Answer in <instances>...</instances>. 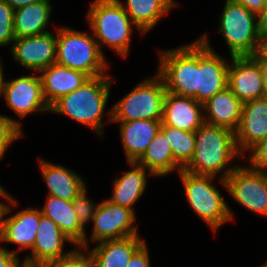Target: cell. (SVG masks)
Returning a JSON list of instances; mask_svg holds the SVG:
<instances>
[{"label": "cell", "mask_w": 267, "mask_h": 267, "mask_svg": "<svg viewBox=\"0 0 267 267\" xmlns=\"http://www.w3.org/2000/svg\"><path fill=\"white\" fill-rule=\"evenodd\" d=\"M110 74L90 77L75 91L62 96L50 106V112L65 115L79 124L91 128L99 137L104 136V114L106 123H112L111 108L106 111L111 87L115 79ZM106 112V113H105Z\"/></svg>", "instance_id": "cell-1"}, {"label": "cell", "mask_w": 267, "mask_h": 267, "mask_svg": "<svg viewBox=\"0 0 267 267\" xmlns=\"http://www.w3.org/2000/svg\"><path fill=\"white\" fill-rule=\"evenodd\" d=\"M195 140L193 156L183 168L187 172L216 179L220 176L219 179L225 180L238 166L233 160L244 159L237 148L235 133L230 129L204 123L195 132Z\"/></svg>", "instance_id": "cell-2"}, {"label": "cell", "mask_w": 267, "mask_h": 267, "mask_svg": "<svg viewBox=\"0 0 267 267\" xmlns=\"http://www.w3.org/2000/svg\"><path fill=\"white\" fill-rule=\"evenodd\" d=\"M88 9L86 17L89 28L101 52L104 54L102 49L104 45L120 57L126 58L129 54L133 30L143 33L132 22L121 2L119 0H93Z\"/></svg>", "instance_id": "cell-3"}, {"label": "cell", "mask_w": 267, "mask_h": 267, "mask_svg": "<svg viewBox=\"0 0 267 267\" xmlns=\"http://www.w3.org/2000/svg\"><path fill=\"white\" fill-rule=\"evenodd\" d=\"M105 57L92 32L66 26L57 28V64L97 77L109 74Z\"/></svg>", "instance_id": "cell-4"}, {"label": "cell", "mask_w": 267, "mask_h": 267, "mask_svg": "<svg viewBox=\"0 0 267 267\" xmlns=\"http://www.w3.org/2000/svg\"><path fill=\"white\" fill-rule=\"evenodd\" d=\"M178 176L189 206L212 231L216 232L222 225L234 219L233 211L214 185L216 177L196 175L183 169Z\"/></svg>", "instance_id": "cell-5"}, {"label": "cell", "mask_w": 267, "mask_h": 267, "mask_svg": "<svg viewBox=\"0 0 267 267\" xmlns=\"http://www.w3.org/2000/svg\"><path fill=\"white\" fill-rule=\"evenodd\" d=\"M224 2L217 29L230 57L257 56L261 42L258 15L234 0Z\"/></svg>", "instance_id": "cell-6"}, {"label": "cell", "mask_w": 267, "mask_h": 267, "mask_svg": "<svg viewBox=\"0 0 267 267\" xmlns=\"http://www.w3.org/2000/svg\"><path fill=\"white\" fill-rule=\"evenodd\" d=\"M166 87L156 72L153 77L139 82L120 101L111 106L112 122L162 120Z\"/></svg>", "instance_id": "cell-7"}, {"label": "cell", "mask_w": 267, "mask_h": 267, "mask_svg": "<svg viewBox=\"0 0 267 267\" xmlns=\"http://www.w3.org/2000/svg\"><path fill=\"white\" fill-rule=\"evenodd\" d=\"M159 67L166 91L197 101V39L177 48L158 50Z\"/></svg>", "instance_id": "cell-8"}, {"label": "cell", "mask_w": 267, "mask_h": 267, "mask_svg": "<svg viewBox=\"0 0 267 267\" xmlns=\"http://www.w3.org/2000/svg\"><path fill=\"white\" fill-rule=\"evenodd\" d=\"M228 194L241 206L267 217V173L238 165L225 179L219 180Z\"/></svg>", "instance_id": "cell-9"}, {"label": "cell", "mask_w": 267, "mask_h": 267, "mask_svg": "<svg viewBox=\"0 0 267 267\" xmlns=\"http://www.w3.org/2000/svg\"><path fill=\"white\" fill-rule=\"evenodd\" d=\"M137 214L132 209L112 203L107 198L98 203L93 220L90 237L78 246L80 249L89 248V242L98 243L104 240L121 239L139 235L136 223ZM91 238V239H89Z\"/></svg>", "instance_id": "cell-10"}, {"label": "cell", "mask_w": 267, "mask_h": 267, "mask_svg": "<svg viewBox=\"0 0 267 267\" xmlns=\"http://www.w3.org/2000/svg\"><path fill=\"white\" fill-rule=\"evenodd\" d=\"M226 60L211 47L207 33L197 38V101L206 102L215 94L228 87Z\"/></svg>", "instance_id": "cell-11"}, {"label": "cell", "mask_w": 267, "mask_h": 267, "mask_svg": "<svg viewBox=\"0 0 267 267\" xmlns=\"http://www.w3.org/2000/svg\"><path fill=\"white\" fill-rule=\"evenodd\" d=\"M10 110L21 119L33 113H49L50 106L43 95L42 81L39 73L22 75L12 80H5L0 97Z\"/></svg>", "instance_id": "cell-12"}, {"label": "cell", "mask_w": 267, "mask_h": 267, "mask_svg": "<svg viewBox=\"0 0 267 267\" xmlns=\"http://www.w3.org/2000/svg\"><path fill=\"white\" fill-rule=\"evenodd\" d=\"M65 242L73 244L70 251H63ZM78 247L50 219L41 214L34 246L23 259L24 267H46L70 256Z\"/></svg>", "instance_id": "cell-13"}, {"label": "cell", "mask_w": 267, "mask_h": 267, "mask_svg": "<svg viewBox=\"0 0 267 267\" xmlns=\"http://www.w3.org/2000/svg\"><path fill=\"white\" fill-rule=\"evenodd\" d=\"M44 34L16 38L11 48V56L31 72H40L56 63L57 59V29Z\"/></svg>", "instance_id": "cell-14"}, {"label": "cell", "mask_w": 267, "mask_h": 267, "mask_svg": "<svg viewBox=\"0 0 267 267\" xmlns=\"http://www.w3.org/2000/svg\"><path fill=\"white\" fill-rule=\"evenodd\" d=\"M14 197L9 201L2 225L0 228V245L17 244L18 248L12 250L17 256L24 249L32 250L40 222V208H26L8 216L13 206L17 205Z\"/></svg>", "instance_id": "cell-15"}, {"label": "cell", "mask_w": 267, "mask_h": 267, "mask_svg": "<svg viewBox=\"0 0 267 267\" xmlns=\"http://www.w3.org/2000/svg\"><path fill=\"white\" fill-rule=\"evenodd\" d=\"M228 88L243 103L266 97L262 79V61L257 56L231 57Z\"/></svg>", "instance_id": "cell-16"}, {"label": "cell", "mask_w": 267, "mask_h": 267, "mask_svg": "<svg viewBox=\"0 0 267 267\" xmlns=\"http://www.w3.org/2000/svg\"><path fill=\"white\" fill-rule=\"evenodd\" d=\"M234 133L237 148L246 158L245 152L267 138V97L244 102L240 123Z\"/></svg>", "instance_id": "cell-17"}, {"label": "cell", "mask_w": 267, "mask_h": 267, "mask_svg": "<svg viewBox=\"0 0 267 267\" xmlns=\"http://www.w3.org/2000/svg\"><path fill=\"white\" fill-rule=\"evenodd\" d=\"M161 121L162 125L196 132L205 123L203 104L191 97L166 92Z\"/></svg>", "instance_id": "cell-18"}, {"label": "cell", "mask_w": 267, "mask_h": 267, "mask_svg": "<svg viewBox=\"0 0 267 267\" xmlns=\"http://www.w3.org/2000/svg\"><path fill=\"white\" fill-rule=\"evenodd\" d=\"M41 175L47 186L48 195L73 201L86 188L83 177L65 166L38 157Z\"/></svg>", "instance_id": "cell-19"}, {"label": "cell", "mask_w": 267, "mask_h": 267, "mask_svg": "<svg viewBox=\"0 0 267 267\" xmlns=\"http://www.w3.org/2000/svg\"><path fill=\"white\" fill-rule=\"evenodd\" d=\"M43 95L51 106L59 98L79 88L90 77L82 71L71 69L57 63L39 72Z\"/></svg>", "instance_id": "cell-20"}, {"label": "cell", "mask_w": 267, "mask_h": 267, "mask_svg": "<svg viewBox=\"0 0 267 267\" xmlns=\"http://www.w3.org/2000/svg\"><path fill=\"white\" fill-rule=\"evenodd\" d=\"M120 124L122 147L127 162H137L161 129V120L112 122Z\"/></svg>", "instance_id": "cell-21"}, {"label": "cell", "mask_w": 267, "mask_h": 267, "mask_svg": "<svg viewBox=\"0 0 267 267\" xmlns=\"http://www.w3.org/2000/svg\"><path fill=\"white\" fill-rule=\"evenodd\" d=\"M146 241L140 235L121 239L104 240L95 248L85 249L92 257L95 267H126L133 254Z\"/></svg>", "instance_id": "cell-22"}, {"label": "cell", "mask_w": 267, "mask_h": 267, "mask_svg": "<svg viewBox=\"0 0 267 267\" xmlns=\"http://www.w3.org/2000/svg\"><path fill=\"white\" fill-rule=\"evenodd\" d=\"M243 104L227 87L203 103L204 122L235 132L240 123Z\"/></svg>", "instance_id": "cell-23"}, {"label": "cell", "mask_w": 267, "mask_h": 267, "mask_svg": "<svg viewBox=\"0 0 267 267\" xmlns=\"http://www.w3.org/2000/svg\"><path fill=\"white\" fill-rule=\"evenodd\" d=\"M127 163L130 170L114 179L113 193L108 200L135 212L133 206L145 193L148 184L147 177L151 175L154 178V175L137 162Z\"/></svg>", "instance_id": "cell-24"}, {"label": "cell", "mask_w": 267, "mask_h": 267, "mask_svg": "<svg viewBox=\"0 0 267 267\" xmlns=\"http://www.w3.org/2000/svg\"><path fill=\"white\" fill-rule=\"evenodd\" d=\"M41 214L50 218L59 229L78 247L87 237V230L80 224L73 208V201L47 195Z\"/></svg>", "instance_id": "cell-25"}, {"label": "cell", "mask_w": 267, "mask_h": 267, "mask_svg": "<svg viewBox=\"0 0 267 267\" xmlns=\"http://www.w3.org/2000/svg\"><path fill=\"white\" fill-rule=\"evenodd\" d=\"M119 1L143 35L151 31L172 9L178 7L176 0Z\"/></svg>", "instance_id": "cell-26"}, {"label": "cell", "mask_w": 267, "mask_h": 267, "mask_svg": "<svg viewBox=\"0 0 267 267\" xmlns=\"http://www.w3.org/2000/svg\"><path fill=\"white\" fill-rule=\"evenodd\" d=\"M50 1H40L14 10L15 38L30 37L49 32L53 7Z\"/></svg>", "instance_id": "cell-27"}, {"label": "cell", "mask_w": 267, "mask_h": 267, "mask_svg": "<svg viewBox=\"0 0 267 267\" xmlns=\"http://www.w3.org/2000/svg\"><path fill=\"white\" fill-rule=\"evenodd\" d=\"M137 163L144 166L155 177H166L175 170L178 174L182 170L174 160L171 146L162 128Z\"/></svg>", "instance_id": "cell-28"}, {"label": "cell", "mask_w": 267, "mask_h": 267, "mask_svg": "<svg viewBox=\"0 0 267 267\" xmlns=\"http://www.w3.org/2000/svg\"><path fill=\"white\" fill-rule=\"evenodd\" d=\"M171 146L175 162L183 169L191 160L195 149V132L161 125Z\"/></svg>", "instance_id": "cell-29"}, {"label": "cell", "mask_w": 267, "mask_h": 267, "mask_svg": "<svg viewBox=\"0 0 267 267\" xmlns=\"http://www.w3.org/2000/svg\"><path fill=\"white\" fill-rule=\"evenodd\" d=\"M22 128L20 120L0 114V159H3L8 147L14 144L13 142L24 136Z\"/></svg>", "instance_id": "cell-30"}, {"label": "cell", "mask_w": 267, "mask_h": 267, "mask_svg": "<svg viewBox=\"0 0 267 267\" xmlns=\"http://www.w3.org/2000/svg\"><path fill=\"white\" fill-rule=\"evenodd\" d=\"M15 39L14 9L0 0V47L12 45Z\"/></svg>", "instance_id": "cell-31"}, {"label": "cell", "mask_w": 267, "mask_h": 267, "mask_svg": "<svg viewBox=\"0 0 267 267\" xmlns=\"http://www.w3.org/2000/svg\"><path fill=\"white\" fill-rule=\"evenodd\" d=\"M87 187L73 200V208L80 224L86 229L87 224L91 223L98 204L87 195Z\"/></svg>", "instance_id": "cell-32"}, {"label": "cell", "mask_w": 267, "mask_h": 267, "mask_svg": "<svg viewBox=\"0 0 267 267\" xmlns=\"http://www.w3.org/2000/svg\"><path fill=\"white\" fill-rule=\"evenodd\" d=\"M247 152L248 166L267 173V138L256 143Z\"/></svg>", "instance_id": "cell-33"}, {"label": "cell", "mask_w": 267, "mask_h": 267, "mask_svg": "<svg viewBox=\"0 0 267 267\" xmlns=\"http://www.w3.org/2000/svg\"><path fill=\"white\" fill-rule=\"evenodd\" d=\"M46 267H95V264L86 250L77 248L70 256L61 262L53 263Z\"/></svg>", "instance_id": "cell-34"}, {"label": "cell", "mask_w": 267, "mask_h": 267, "mask_svg": "<svg viewBox=\"0 0 267 267\" xmlns=\"http://www.w3.org/2000/svg\"><path fill=\"white\" fill-rule=\"evenodd\" d=\"M148 244L145 242L131 257L126 267H151Z\"/></svg>", "instance_id": "cell-35"}, {"label": "cell", "mask_w": 267, "mask_h": 267, "mask_svg": "<svg viewBox=\"0 0 267 267\" xmlns=\"http://www.w3.org/2000/svg\"><path fill=\"white\" fill-rule=\"evenodd\" d=\"M19 257L5 246H0V267H24Z\"/></svg>", "instance_id": "cell-36"}, {"label": "cell", "mask_w": 267, "mask_h": 267, "mask_svg": "<svg viewBox=\"0 0 267 267\" xmlns=\"http://www.w3.org/2000/svg\"><path fill=\"white\" fill-rule=\"evenodd\" d=\"M234 1L243 5L249 11L257 15L262 11L264 5L267 3V0H234Z\"/></svg>", "instance_id": "cell-37"}, {"label": "cell", "mask_w": 267, "mask_h": 267, "mask_svg": "<svg viewBox=\"0 0 267 267\" xmlns=\"http://www.w3.org/2000/svg\"><path fill=\"white\" fill-rule=\"evenodd\" d=\"M14 195H11L5 188L0 184V198L5 199V201L0 200V228L2 225V221L4 219L9 201L13 198Z\"/></svg>", "instance_id": "cell-38"}, {"label": "cell", "mask_w": 267, "mask_h": 267, "mask_svg": "<svg viewBox=\"0 0 267 267\" xmlns=\"http://www.w3.org/2000/svg\"><path fill=\"white\" fill-rule=\"evenodd\" d=\"M258 26L260 36H267V3L264 5L262 11L258 14Z\"/></svg>", "instance_id": "cell-39"}, {"label": "cell", "mask_w": 267, "mask_h": 267, "mask_svg": "<svg viewBox=\"0 0 267 267\" xmlns=\"http://www.w3.org/2000/svg\"><path fill=\"white\" fill-rule=\"evenodd\" d=\"M7 2L14 10L25 7L29 4L37 3L40 1H50V0H4Z\"/></svg>", "instance_id": "cell-40"}, {"label": "cell", "mask_w": 267, "mask_h": 267, "mask_svg": "<svg viewBox=\"0 0 267 267\" xmlns=\"http://www.w3.org/2000/svg\"><path fill=\"white\" fill-rule=\"evenodd\" d=\"M257 57L261 61H267V36L261 37L260 49Z\"/></svg>", "instance_id": "cell-41"}, {"label": "cell", "mask_w": 267, "mask_h": 267, "mask_svg": "<svg viewBox=\"0 0 267 267\" xmlns=\"http://www.w3.org/2000/svg\"><path fill=\"white\" fill-rule=\"evenodd\" d=\"M262 79L267 97V61H262Z\"/></svg>", "instance_id": "cell-42"}, {"label": "cell", "mask_w": 267, "mask_h": 267, "mask_svg": "<svg viewBox=\"0 0 267 267\" xmlns=\"http://www.w3.org/2000/svg\"><path fill=\"white\" fill-rule=\"evenodd\" d=\"M3 63H2V60L0 58V92H1V89H2V86H3V83H4V79H5V74L3 73L4 70H3Z\"/></svg>", "instance_id": "cell-43"}, {"label": "cell", "mask_w": 267, "mask_h": 267, "mask_svg": "<svg viewBox=\"0 0 267 267\" xmlns=\"http://www.w3.org/2000/svg\"><path fill=\"white\" fill-rule=\"evenodd\" d=\"M259 267H267V260L264 262V264L260 265Z\"/></svg>", "instance_id": "cell-44"}]
</instances>
